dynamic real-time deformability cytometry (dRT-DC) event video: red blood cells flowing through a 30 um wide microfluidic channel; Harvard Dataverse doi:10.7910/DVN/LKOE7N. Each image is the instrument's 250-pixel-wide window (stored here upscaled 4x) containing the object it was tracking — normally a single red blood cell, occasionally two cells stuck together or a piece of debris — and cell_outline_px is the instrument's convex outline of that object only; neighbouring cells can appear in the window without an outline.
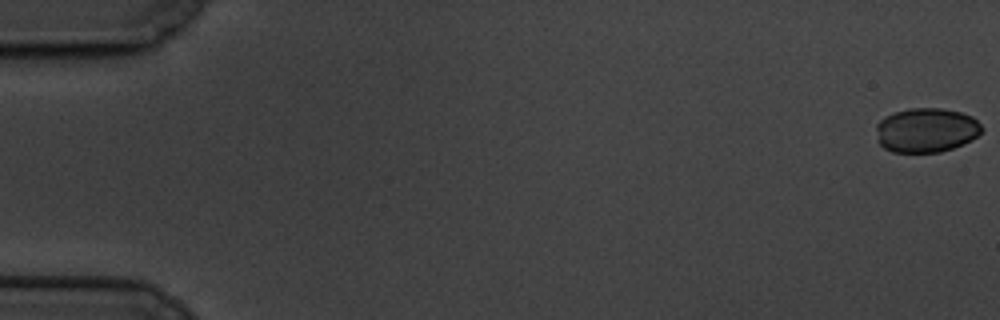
{"species": "common noctule bat (a hibernating species)", "species_latin": "Nyctalus noctula", "temperature_condition": "cold", "stored_images_in_passage": 61, "camera_frame_rate_fps": 3000, "um_per_image_px": 0.085, "animal": {"sex": "male", "body_mass_g": 19.5, "forearm_length_mm": 54.6}, "frame": {"image": 1, "passage_image": 1, "time_ms": 0.0, "image_size_px": [1000, 320], "cell_outline_px": [[984, 128], [976, 136], [964, 144], [940, 152], [892, 152], [884, 148], [880, 144], [876, 128], [876, 124], [884, 116], [896, 112], [912, 108], [940, 108], [960, 112], [972, 116]], "centroid_in_image_um": [78.73, 11.06], "position_along_channel_um": 6.3, "area_um2": 27.22}}
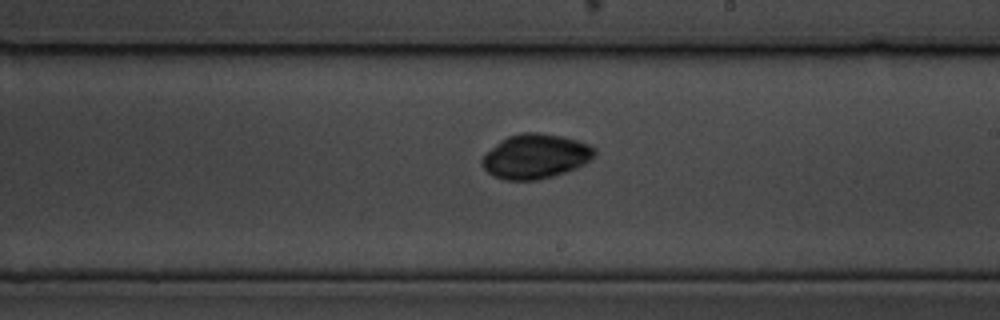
{"frame": {"image": 2, "passage_image": 36, "time_ms": 11.667, "image_size_px": [1000, 320], "cell_outline_px": [[596, 152], [588, 160], [576, 168], [552, 176], [536, 180], [504, 180], [492, 176], [484, 168], [480, 160], [500, 140], [508, 136], [520, 132], [540, 132], [560, 136], [576, 140], [588, 144], [596, 148]], "centroid_in_image_um": [45.49, 13.28], "position_along_channel_um": 243.5, "area_um2": 28.96}}
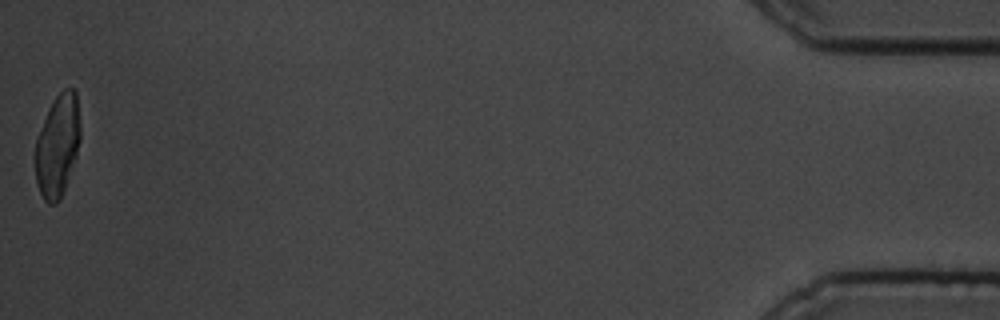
{"frame": {"image": 3, "passage_image": 61, "time_ms": 20.0, "image_size_px": [1000, 320], "cell_outline_px": [[80, 140], [76, 156], [64, 192], [60, 200], [56, 204], [48, 204], [44, 200], [36, 184], [36, 140], [48, 108], [52, 100], [64, 88], [76, 88], [80, 124]], "centroid_in_image_um": [4.91, 12.37], "position_along_channel_um": 430.3, "area_um2": 26.99}, "authors_computed_cell_mechanics": {"area_um2": 28.2642, "velocity_mm_per_s": 3.3383, "shape_relaxation_time_tau1_ms": 2.2661, "shape_relaxation_time_tau2_ms": null, "deformation_change_tau1": 0.05, "deformation_change_tau2": null}}